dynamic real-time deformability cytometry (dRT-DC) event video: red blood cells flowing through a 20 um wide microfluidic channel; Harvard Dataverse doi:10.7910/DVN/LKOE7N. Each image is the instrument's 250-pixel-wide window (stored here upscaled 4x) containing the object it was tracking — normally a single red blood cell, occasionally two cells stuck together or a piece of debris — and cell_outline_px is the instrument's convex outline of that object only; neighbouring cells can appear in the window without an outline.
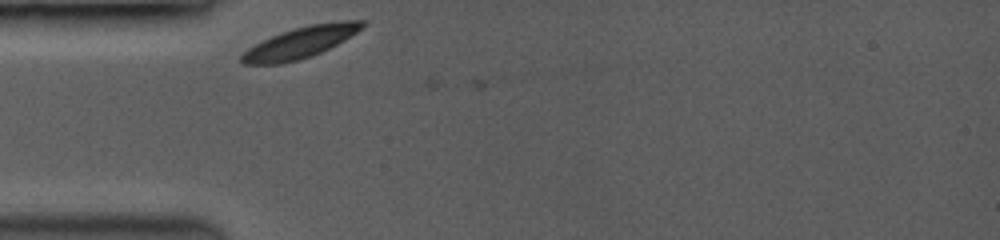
{"species": "common noctule bat (a hibernating species)", "species_latin": "Nyctalus noctula", "temperature_condition": "room temperature", "stored_images_in_passage": 44, "camera_frame_rate_fps": 3500, "um_per_image_px": 0.085, "animal": {"sex": "female", "body_mass_g": 19.0, "forearm_length_mm": 53.3}, "frame": {"image": 1, "passage_image": 1, "time_ms": 0.0, "image_size_px": [1000, 240], "cell_outline_px": [[364, 28], [344, 40], [312, 56], [280, 64], [244, 64], [240, 60], [240, 56], [248, 48], [280, 32], [292, 28], [308, 24], [344, 20], [364, 20]], "centroid_in_image_um": [25.55, 3.59], "position_along_channel_um": 59.4, "area_um2": 21.85}}
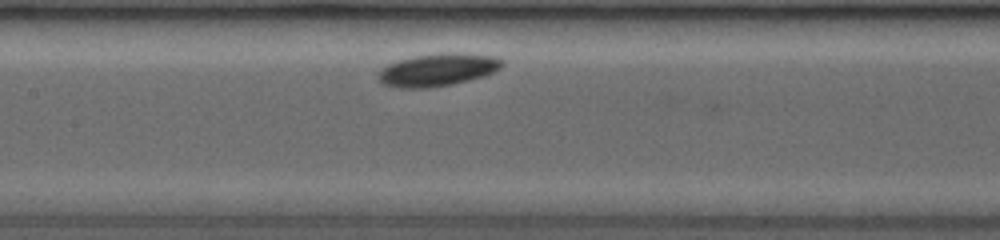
{"frame": {"image": 2, "passage_image": 18, "time_ms": 3.143, "image_size_px": [1000, 240], "cell_outline_px": [[504, 64], [500, 68], [484, 76], [468, 80], [428, 88], [400, 88], [384, 84], [376, 76], [388, 64], [412, 56], [436, 52], [464, 52], [500, 56], [504, 60]], "centroid_in_image_um": [37.27, 5.89], "position_along_channel_um": 170.1, "area_um2": 23.81}}
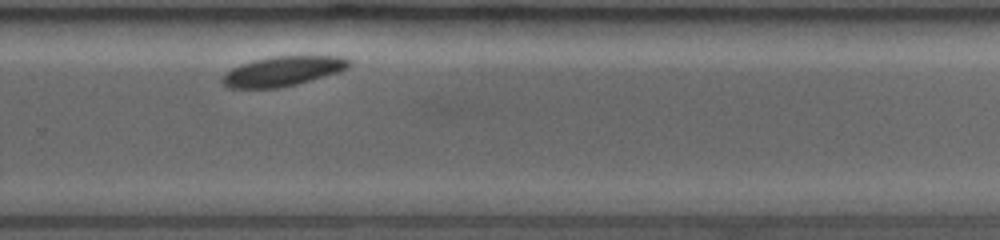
{"frame": {"image": 3, "passage_image": 39, "time_ms": 6.857, "image_size_px": [1000, 240], "cell_outline_px": [[348, 64], [344, 68], [336, 72], [296, 84], [276, 88], [228, 88], [220, 80], [232, 68], [256, 60], [272, 56], [340, 56], [348, 60]], "centroid_in_image_um": [23.97, 6.06], "position_along_channel_um": 305.8, "area_um2": 21.21}}